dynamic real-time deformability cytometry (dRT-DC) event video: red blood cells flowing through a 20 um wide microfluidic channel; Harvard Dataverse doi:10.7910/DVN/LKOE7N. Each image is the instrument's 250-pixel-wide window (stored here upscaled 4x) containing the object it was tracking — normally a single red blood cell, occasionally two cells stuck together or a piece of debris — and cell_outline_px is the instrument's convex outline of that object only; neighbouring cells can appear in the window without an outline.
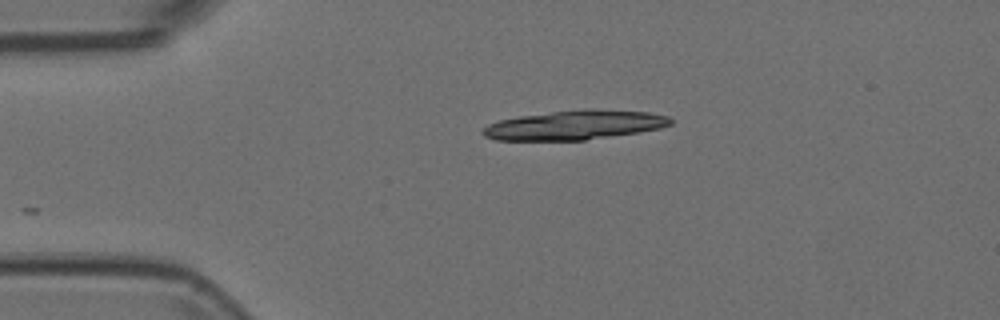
{"species": "Egyptian fruit bat (a non-hibernating species)", "species_latin": "Rousettus aegyptiacus", "temperature_condition": "room temperature", "stored_images_in_passage": 8, "camera_frame_rate_fps": 3000, "um_per_image_px": 0.085, "animal": {"sex": "female"}, "frame": {"image": 1, "passage_image": 1, "time_ms": 0.0, "image_size_px": [1000, 320], "cell_outline_px": [[672, 124], [660, 128], [640, 132], [584, 140], [496, 140], [484, 136], [480, 132], [488, 124], [500, 120], [520, 116], [552, 112], [588, 108], [648, 112], [668, 116], [672, 120]], "centroid_in_image_um": [48.86, 10.63], "position_along_channel_um": 36.1, "area_um2": 32.02}}